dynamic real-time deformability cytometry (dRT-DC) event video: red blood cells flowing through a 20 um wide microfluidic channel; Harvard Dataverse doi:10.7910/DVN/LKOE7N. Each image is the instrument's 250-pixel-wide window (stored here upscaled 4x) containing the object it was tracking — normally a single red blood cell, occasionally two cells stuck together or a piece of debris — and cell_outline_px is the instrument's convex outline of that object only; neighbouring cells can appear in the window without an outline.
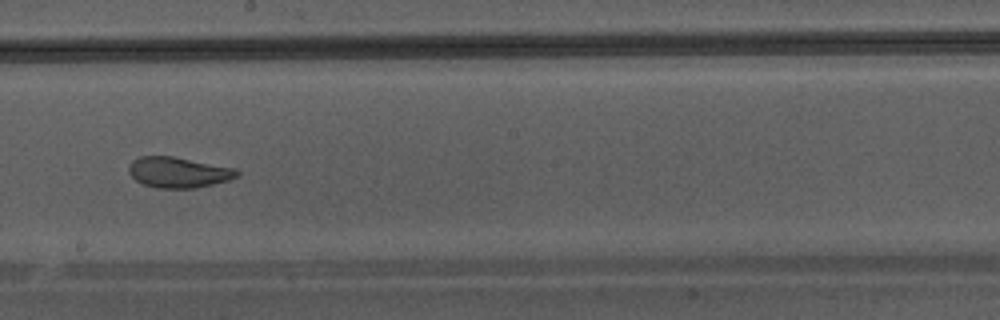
{"species": "Egyptian fruit bat (a non-hibernating species)", "species_latin": "Rousettus aegyptiacus", "temperature_condition": "warm", "stored_images_in_passage": 45, "camera_frame_rate_fps": 3000, "um_per_image_px": 0.085, "animal": {"sex": "male"}, "frame": {"image": 1, "passage_image": 26, "time_ms": 8.333, "image_size_px": [1000, 320], "cell_outline_px": [[240, 176], [228, 180], [196, 188], [156, 188], [144, 184], [136, 180], [128, 172], [128, 164], [132, 160], [140, 156], [172, 156], [236, 168], [240, 172]], "centroid_in_image_um": [15.17, 14.64], "position_along_channel_um": 233.0, "area_um2": 19.42}}